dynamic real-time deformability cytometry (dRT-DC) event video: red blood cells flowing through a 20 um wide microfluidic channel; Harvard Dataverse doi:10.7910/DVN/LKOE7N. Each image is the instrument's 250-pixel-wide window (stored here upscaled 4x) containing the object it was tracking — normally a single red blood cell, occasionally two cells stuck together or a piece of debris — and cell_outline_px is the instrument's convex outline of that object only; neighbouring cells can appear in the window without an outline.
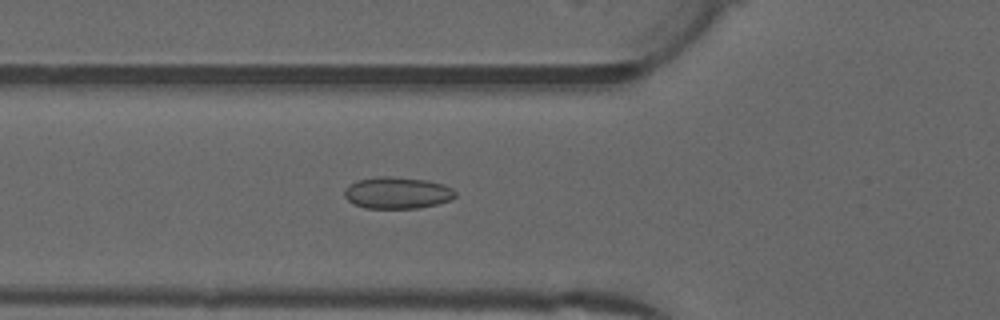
{"species": "common noctule bat (a hibernating species)", "species_latin": "Nyctalus noctula", "temperature_condition": "warm", "stored_images_in_passage": 50, "camera_frame_rate_fps": 3000, "um_per_image_px": 0.085, "animal": {"sex": "male", "forearm_length_mm": 52.5}, "frame": {"image": 1, "passage_image": 19, "time_ms": 6.0, "image_size_px": [1000, 320], "cell_outline_px": [[456, 196], [452, 200], [436, 204], [416, 208], [364, 208], [348, 200], [344, 196], [344, 188], [348, 184], [356, 180], [376, 176], [392, 176], [428, 180], [444, 184], [452, 188], [456, 192]], "centroid_in_image_um": [33.76, 16.37], "position_along_channel_um": 92.0, "area_um2": 20.75}}
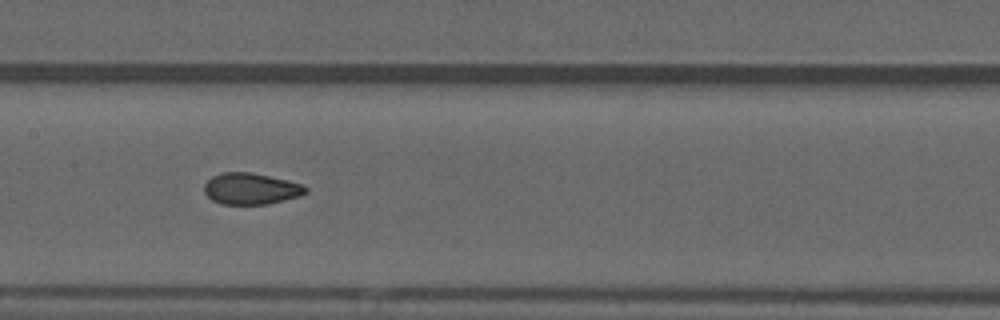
{"frame": {"image": 2, "passage_image": 26, "time_ms": 8.333, "image_size_px": [1000, 320], "cell_outline_px": [[308, 192], [300, 196], [268, 204], [220, 204], [212, 200], [204, 192], [204, 184], [212, 176], [224, 172], [252, 172], [288, 180], [304, 184], [308, 188]], "centroid_in_image_um": [21.35, 16.04], "position_along_channel_um": 186.0, "area_um2": 18.73}}
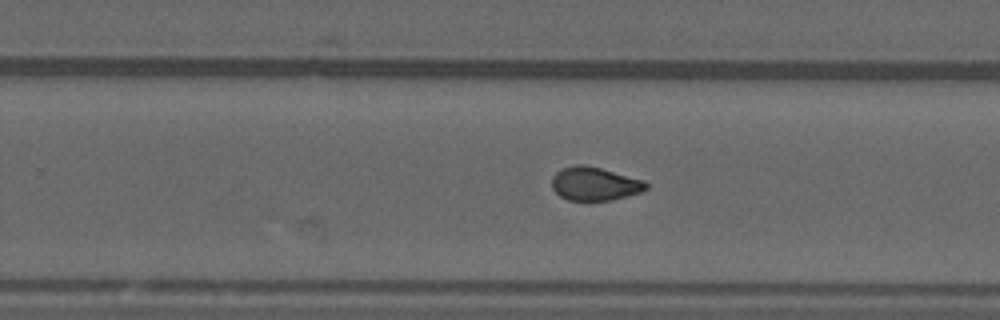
{"frame": {"image": 3, "passage_image": 33, "time_ms": 10.667, "image_size_px": [1000, 320], "cell_outline_px": [[648, 188], [640, 192], [608, 200], [568, 200], [560, 196], [552, 188], [552, 176], [556, 172], [564, 168], [576, 164], [584, 164], [600, 168], [644, 180], [648, 184]], "centroid_in_image_um": [50.52, 15.61], "position_along_channel_um": 279.3, "area_um2": 18.15}}